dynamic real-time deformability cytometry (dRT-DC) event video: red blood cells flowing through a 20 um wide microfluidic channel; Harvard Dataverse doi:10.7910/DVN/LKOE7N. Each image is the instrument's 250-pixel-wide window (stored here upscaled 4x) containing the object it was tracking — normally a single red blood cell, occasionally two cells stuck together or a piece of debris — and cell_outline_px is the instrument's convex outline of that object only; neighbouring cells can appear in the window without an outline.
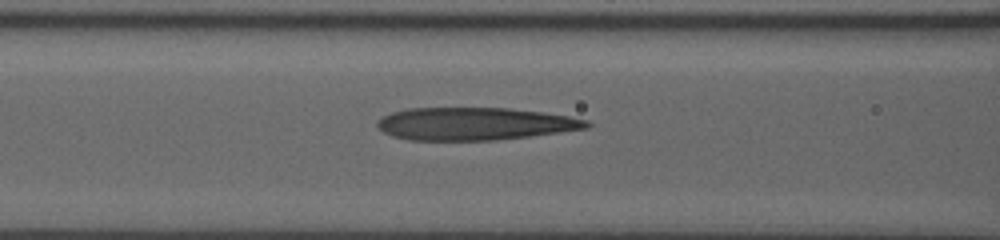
{"species": "human", "species_latin": "Homo sapiens", "temperature_condition": "room temperature", "stored_images_in_passage": 43, "camera_frame_rate_fps": 3000, "um_per_image_px": 0.085, "donor": {"sex": "male"}, "frame": {"image": 1, "passage_image": 18, "time_ms": 6.667, "image_size_px": [1000, 240], "cell_outline_px": [[592, 124], [588, 128], [560, 132], [496, 140], [408, 140], [392, 136], [384, 132], [376, 124], [376, 120], [392, 112], [408, 108], [508, 108], [544, 112], [568, 116], [588, 120]], "centroid_in_image_um": [40.35, 10.52], "position_along_channel_um": 126.2, "area_um2": 39.82}}
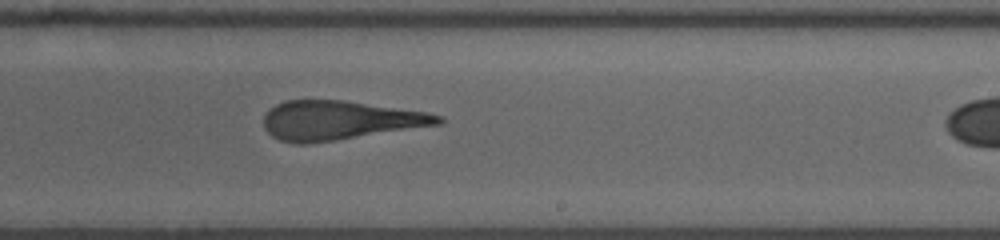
{"frame": {"image": 2, "passage_image": 30, "time_ms": 10.333, "image_size_px": [1000, 240], "cell_outline_px": [[444, 120], [440, 124], [332, 140], [304, 144], [296, 144], [280, 140], [272, 136], [264, 128], [264, 116], [276, 104], [284, 100], [340, 100], [424, 112], [444, 116]], "centroid_in_image_um": [28.81, 10.22], "position_along_channel_um": 260.2, "area_um2": 38.9}}
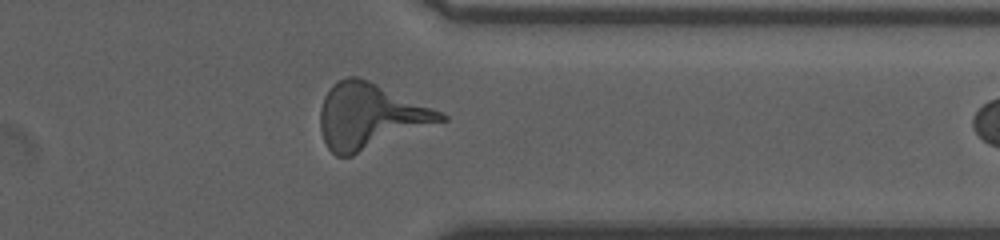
{"frame": {"image": 3, "passage_image": 42, "time_ms": 13.667, "image_size_px": [1000, 240], "cell_outline_px": [[448, 120], [352, 156], [336, 156], [328, 148], [324, 140], [320, 128], [320, 108], [324, 96], [332, 84], [336, 80], [348, 76], [360, 76], [432, 108], [448, 116]], "centroid_in_image_um": [31.43, 9.87], "position_along_channel_um": 380.0, "area_um2": 45.89}}